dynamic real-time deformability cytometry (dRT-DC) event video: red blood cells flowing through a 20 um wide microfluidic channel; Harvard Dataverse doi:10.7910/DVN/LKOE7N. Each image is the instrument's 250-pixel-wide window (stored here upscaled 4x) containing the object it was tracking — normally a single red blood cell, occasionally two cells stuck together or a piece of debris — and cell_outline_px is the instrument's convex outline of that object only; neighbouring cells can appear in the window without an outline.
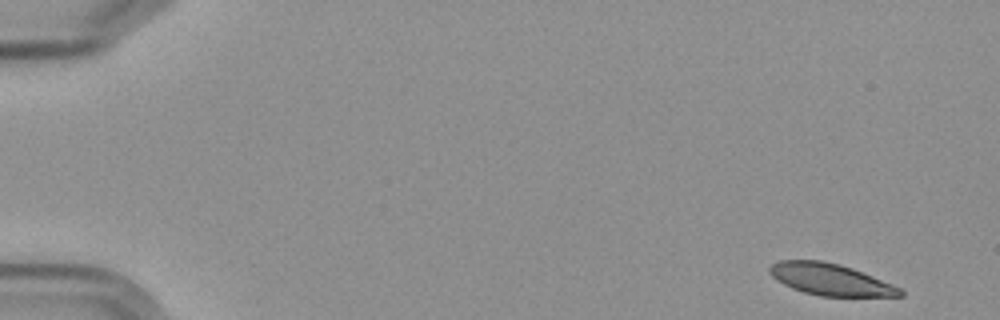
{"species": "Egyptian fruit bat (a non-hibernating species)", "species_latin": "Rousettus aegyptiacus", "temperature_condition": "cold", "stored_images_in_passage": 5, "camera_frame_rate_fps": 3000, "um_per_image_px": 0.085, "frame": {"image": 1, "passage_image": 1, "time_ms": 0.0, "image_size_px": [1000, 320], "cell_outline_px": [[904, 296], [820, 296], [804, 292], [792, 288], [776, 280], [768, 272], [768, 268], [772, 264], [780, 260], [820, 260], [840, 264], [852, 268], [892, 284], [900, 288], [904, 292]], "centroid_in_image_um": [70.56, 23.75], "position_along_channel_um": 14.4, "area_um2": 23.99}}
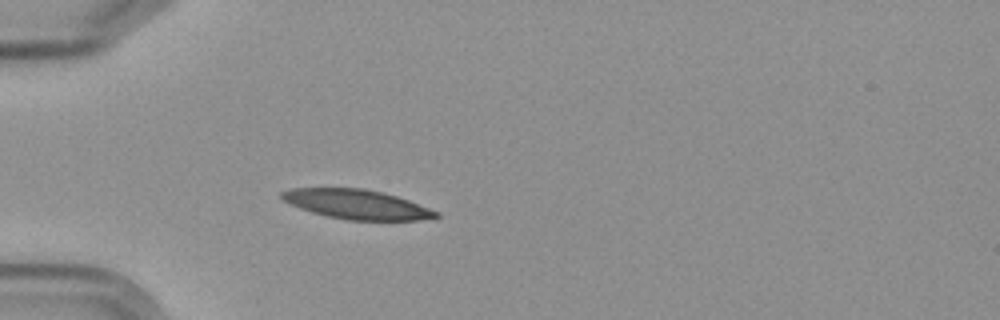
{"frame": {"image": 2, "passage_image": 5, "time_ms": 4.667, "image_size_px": [1000, 320], "cell_outline_px": [[440, 216], [416, 220], [348, 220], [328, 216], [312, 212], [300, 208], [284, 200], [280, 196], [280, 192], [292, 188], [364, 188], [396, 196], [408, 200], [440, 212]], "centroid_in_image_um": [30.32, 17.36], "position_along_channel_um": 54.7, "area_um2": 26.18}}